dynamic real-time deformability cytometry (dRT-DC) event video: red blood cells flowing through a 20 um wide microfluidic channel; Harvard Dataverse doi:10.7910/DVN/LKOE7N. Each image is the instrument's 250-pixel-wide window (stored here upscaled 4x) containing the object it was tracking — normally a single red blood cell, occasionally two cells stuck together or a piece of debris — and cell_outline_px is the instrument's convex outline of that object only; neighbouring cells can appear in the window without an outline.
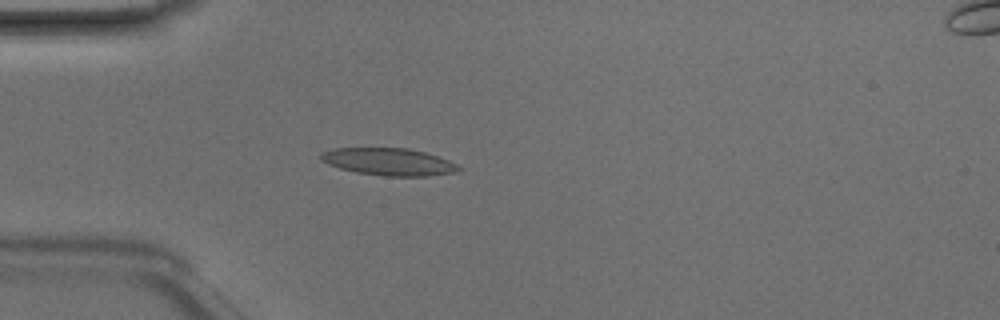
{"species": "Egyptian fruit bat (a non-hibernating species)", "species_latin": "Rousettus aegyptiacus", "temperature_condition": "room temperature", "stored_images_in_passage": 47, "camera_frame_rate_fps": 3000, "um_per_image_px": 0.085, "animal": {"sex": "male"}, "frame": {"image": 1, "passage_image": 13, "time_ms": 4.0, "image_size_px": [1000, 320], "cell_outline_px": [[464, 168], [456, 172], [428, 176], [384, 176], [356, 172], [340, 168], [328, 164], [320, 160], [320, 152], [332, 148], [408, 148], [424, 152], [448, 160]], "centroid_in_image_um": [33.03, 13.75], "position_along_channel_um": 52.0, "area_um2": 21.96}}
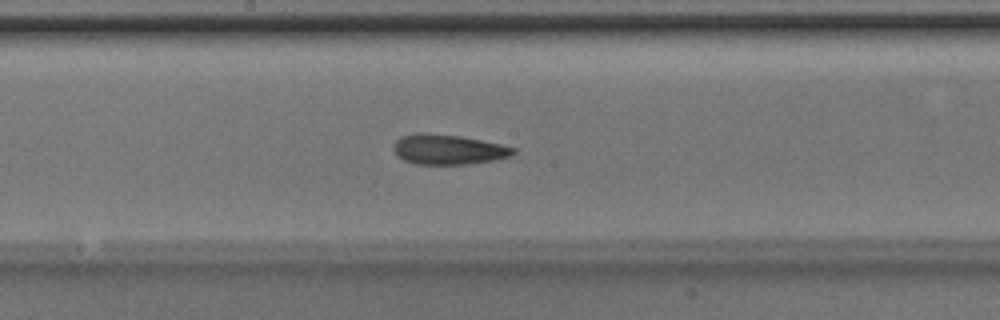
{"frame": {"image": 2, "passage_image": 25, "time_ms": 8.0, "image_size_px": [1000, 320], "cell_outline_px": [[516, 152], [512, 156], [496, 160], [472, 164], [416, 164], [404, 160], [396, 156], [392, 148], [396, 140], [400, 136], [416, 132], [420, 132], [460, 136], [500, 144], [516, 148]], "centroid_in_image_um": [38.08, 12.71], "position_along_channel_um": 210.1, "area_um2": 21.21}}
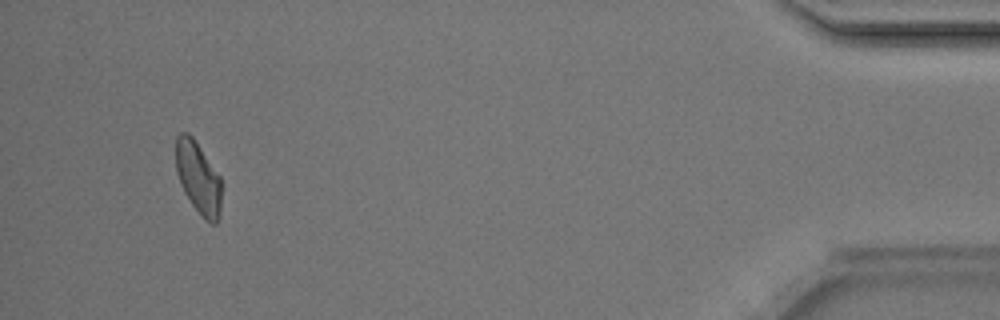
{"frame": {"image": 3, "passage_image": 45, "time_ms": 14.667, "image_size_px": [1000, 320], "cell_outline_px": [[220, 216], [216, 224], [212, 224], [204, 220], [192, 204], [184, 192], [180, 184], [176, 172], [176, 136], [180, 132], [188, 132], [192, 136], [220, 176]], "centroid_in_image_um": [16.83, 15.12], "position_along_channel_um": 418.4, "area_um2": 19.13}, "authors_computed_cell_mechanics": {"area_um2": 20.2878, "velocity_mm_per_s": 4.2086, "shape_relaxation_time_tau1_ms": 5.2253, "shape_relaxation_time_tau2_ms": 2.8566, "deformation_change_tau1": 0.158, "deformation_change_tau2": 0.1229}}